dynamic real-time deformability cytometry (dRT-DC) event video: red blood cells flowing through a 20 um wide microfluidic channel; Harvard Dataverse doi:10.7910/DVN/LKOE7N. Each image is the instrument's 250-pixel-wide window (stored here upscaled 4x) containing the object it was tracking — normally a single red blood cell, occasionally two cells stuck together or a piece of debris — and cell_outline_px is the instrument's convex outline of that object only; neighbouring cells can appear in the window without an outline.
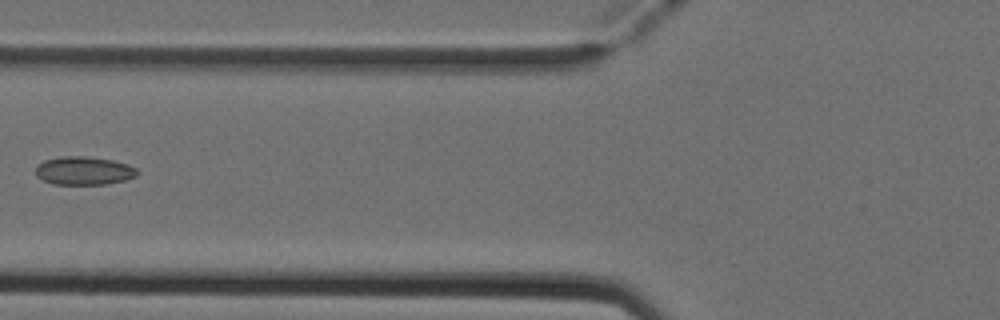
{"species": "Egyptian fruit bat (a non-hibernating species)", "species_latin": "Rousettus aegyptiacus", "temperature_condition": "cold", "stored_images_in_passage": 6, "camera_frame_rate_fps": 3000, "um_per_image_px": 0.085, "animal": {"sex": "female"}, "frame": {"image": 1, "passage_image": 6, "time_ms": 1.667, "image_size_px": [1000, 320], "cell_outline_px": [[140, 172], [136, 176], [124, 180], [104, 184], [52, 184], [36, 176], [36, 168], [44, 160], [60, 156], [84, 156], [112, 160], [128, 164], [136, 168]], "centroid_in_image_um": [7.14, 14.51], "position_along_channel_um": 118.7, "area_um2": 16.7}}